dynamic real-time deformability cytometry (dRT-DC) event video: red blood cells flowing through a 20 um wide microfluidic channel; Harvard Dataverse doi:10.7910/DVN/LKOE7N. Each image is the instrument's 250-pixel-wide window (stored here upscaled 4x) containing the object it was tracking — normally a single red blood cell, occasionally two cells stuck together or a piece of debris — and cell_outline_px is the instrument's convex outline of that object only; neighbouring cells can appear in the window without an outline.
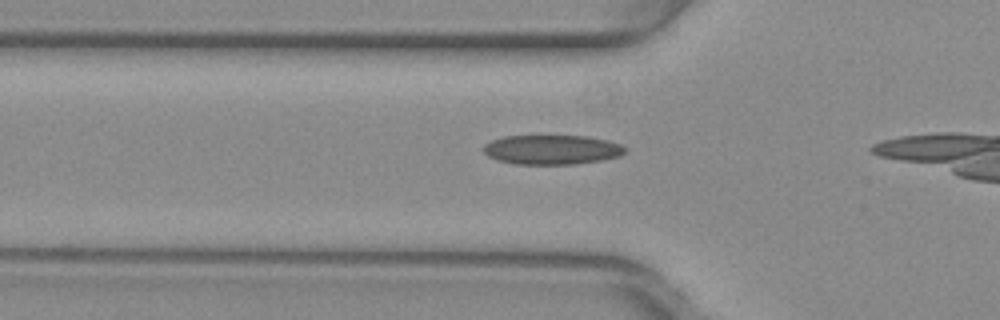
{"species": "common noctule bat (a hibernating species)", "species_latin": "Nyctalus noctula", "temperature_condition": "warm", "stored_images_in_passage": 8, "camera_frame_rate_fps": 3000, "um_per_image_px": 0.085, "animal": {"sex": "female", "body_mass_g": 29.2, "forearm_length_mm": 56.3}, "frame": {"image": 1, "passage_image": 3, "time_ms": 0.667, "image_size_px": [1000, 320], "cell_outline_px": [[628, 152], [620, 156], [600, 160], [572, 164], [516, 164], [496, 160], [488, 156], [484, 152], [484, 144], [492, 140], [504, 136], [588, 136], [608, 140], [620, 144], [628, 148]], "centroid_in_image_um": [46.94, 12.72], "position_along_channel_um": 78.9, "area_um2": 24.45}}
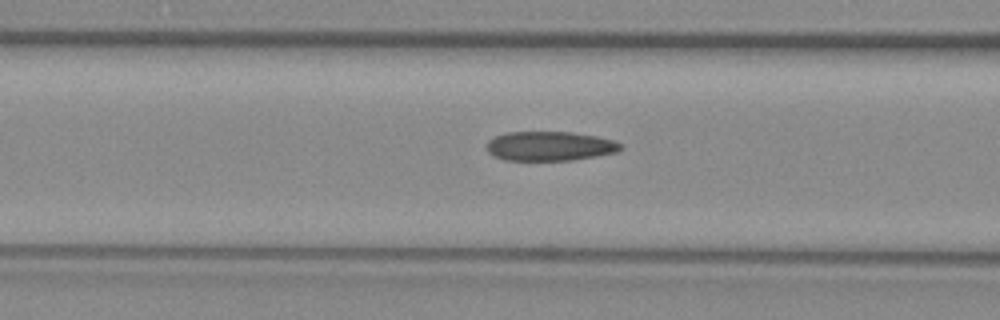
{"frame": {"image": 2, "passage_image": 6, "time_ms": 1.667, "image_size_px": [1000, 320], "cell_outline_px": [[624, 148], [616, 152], [572, 160], [504, 160], [492, 156], [488, 152], [488, 140], [496, 136], [508, 132], [572, 132], [596, 136], [612, 140], [620, 144]], "centroid_in_image_um": [46.71, 12.42], "position_along_channel_um": 119.9, "area_um2": 22.77}}